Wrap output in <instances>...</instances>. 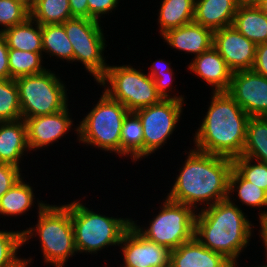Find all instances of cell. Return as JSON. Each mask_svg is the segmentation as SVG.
I'll return each instance as SVG.
<instances>
[{
	"instance_id": "obj_2",
	"label": "cell",
	"mask_w": 267,
	"mask_h": 267,
	"mask_svg": "<svg viewBox=\"0 0 267 267\" xmlns=\"http://www.w3.org/2000/svg\"><path fill=\"white\" fill-rule=\"evenodd\" d=\"M210 93L207 111L192 133L193 148L230 159L239 157L245 145L249 115L228 92Z\"/></svg>"
},
{
	"instance_id": "obj_35",
	"label": "cell",
	"mask_w": 267,
	"mask_h": 267,
	"mask_svg": "<svg viewBox=\"0 0 267 267\" xmlns=\"http://www.w3.org/2000/svg\"><path fill=\"white\" fill-rule=\"evenodd\" d=\"M174 71H168V74L164 75H149L155 83L156 91L158 95L164 100H176V101H184L186 102L185 95L180 94V92L176 91L177 85L174 84L176 73ZM177 92V93H174ZM173 93V94H172Z\"/></svg>"
},
{
	"instance_id": "obj_37",
	"label": "cell",
	"mask_w": 267,
	"mask_h": 267,
	"mask_svg": "<svg viewBox=\"0 0 267 267\" xmlns=\"http://www.w3.org/2000/svg\"><path fill=\"white\" fill-rule=\"evenodd\" d=\"M23 170L9 163H0V198L23 177Z\"/></svg>"
},
{
	"instance_id": "obj_44",
	"label": "cell",
	"mask_w": 267,
	"mask_h": 267,
	"mask_svg": "<svg viewBox=\"0 0 267 267\" xmlns=\"http://www.w3.org/2000/svg\"><path fill=\"white\" fill-rule=\"evenodd\" d=\"M261 0H237L239 5L257 6Z\"/></svg>"
},
{
	"instance_id": "obj_9",
	"label": "cell",
	"mask_w": 267,
	"mask_h": 267,
	"mask_svg": "<svg viewBox=\"0 0 267 267\" xmlns=\"http://www.w3.org/2000/svg\"><path fill=\"white\" fill-rule=\"evenodd\" d=\"M51 69L15 79L22 119L60 112L72 102L66 81Z\"/></svg>"
},
{
	"instance_id": "obj_4",
	"label": "cell",
	"mask_w": 267,
	"mask_h": 267,
	"mask_svg": "<svg viewBox=\"0 0 267 267\" xmlns=\"http://www.w3.org/2000/svg\"><path fill=\"white\" fill-rule=\"evenodd\" d=\"M36 213V224L22 229L23 247L29 245L32 239H39L38 246L44 260L42 263L53 267H66L65 264L78 255L71 222V202L56 205L48 202Z\"/></svg>"
},
{
	"instance_id": "obj_7",
	"label": "cell",
	"mask_w": 267,
	"mask_h": 267,
	"mask_svg": "<svg viewBox=\"0 0 267 267\" xmlns=\"http://www.w3.org/2000/svg\"><path fill=\"white\" fill-rule=\"evenodd\" d=\"M158 213L140 225L141 222L131 218V225L145 238L165 246L170 250L178 248L191 240L195 234V218L197 211L188 205L177 203L164 197ZM140 223V224H139ZM149 223V224H148Z\"/></svg>"
},
{
	"instance_id": "obj_19",
	"label": "cell",
	"mask_w": 267,
	"mask_h": 267,
	"mask_svg": "<svg viewBox=\"0 0 267 267\" xmlns=\"http://www.w3.org/2000/svg\"><path fill=\"white\" fill-rule=\"evenodd\" d=\"M31 182L29 184L24 175L0 198V217L5 219L6 217L20 218L28 215L27 212L30 210L33 211L32 208L37 207L36 210L40 211L48 204L46 200L36 198V193H34L36 190H34L35 187L31 186L33 185Z\"/></svg>"
},
{
	"instance_id": "obj_22",
	"label": "cell",
	"mask_w": 267,
	"mask_h": 267,
	"mask_svg": "<svg viewBox=\"0 0 267 267\" xmlns=\"http://www.w3.org/2000/svg\"><path fill=\"white\" fill-rule=\"evenodd\" d=\"M227 198L232 203H237L236 205L241 209L243 205L249 207V209L250 207L251 209H258V220L267 215V192L252 182L245 180L234 168L229 177Z\"/></svg>"
},
{
	"instance_id": "obj_30",
	"label": "cell",
	"mask_w": 267,
	"mask_h": 267,
	"mask_svg": "<svg viewBox=\"0 0 267 267\" xmlns=\"http://www.w3.org/2000/svg\"><path fill=\"white\" fill-rule=\"evenodd\" d=\"M40 53L21 51L13 48L8 49L9 73L11 79L23 76L35 75L45 72L48 68Z\"/></svg>"
},
{
	"instance_id": "obj_6",
	"label": "cell",
	"mask_w": 267,
	"mask_h": 267,
	"mask_svg": "<svg viewBox=\"0 0 267 267\" xmlns=\"http://www.w3.org/2000/svg\"><path fill=\"white\" fill-rule=\"evenodd\" d=\"M97 103L78 124V136L75 142L79 146L92 147L112 153L120 158V138L124 117L129 110L120 102L111 99L103 90Z\"/></svg>"
},
{
	"instance_id": "obj_23",
	"label": "cell",
	"mask_w": 267,
	"mask_h": 267,
	"mask_svg": "<svg viewBox=\"0 0 267 267\" xmlns=\"http://www.w3.org/2000/svg\"><path fill=\"white\" fill-rule=\"evenodd\" d=\"M159 4L156 19L159 36L194 19L195 0H160Z\"/></svg>"
},
{
	"instance_id": "obj_8",
	"label": "cell",
	"mask_w": 267,
	"mask_h": 267,
	"mask_svg": "<svg viewBox=\"0 0 267 267\" xmlns=\"http://www.w3.org/2000/svg\"><path fill=\"white\" fill-rule=\"evenodd\" d=\"M131 64L108 65L106 73L96 82L98 88L129 111L159 103L154 80L140 68Z\"/></svg>"
},
{
	"instance_id": "obj_43",
	"label": "cell",
	"mask_w": 267,
	"mask_h": 267,
	"mask_svg": "<svg viewBox=\"0 0 267 267\" xmlns=\"http://www.w3.org/2000/svg\"><path fill=\"white\" fill-rule=\"evenodd\" d=\"M18 3H20L25 9H27L29 12L35 7L37 0H14Z\"/></svg>"
},
{
	"instance_id": "obj_33",
	"label": "cell",
	"mask_w": 267,
	"mask_h": 267,
	"mask_svg": "<svg viewBox=\"0 0 267 267\" xmlns=\"http://www.w3.org/2000/svg\"><path fill=\"white\" fill-rule=\"evenodd\" d=\"M233 168L247 181L267 192V164L246 156L232 159Z\"/></svg>"
},
{
	"instance_id": "obj_10",
	"label": "cell",
	"mask_w": 267,
	"mask_h": 267,
	"mask_svg": "<svg viewBox=\"0 0 267 267\" xmlns=\"http://www.w3.org/2000/svg\"><path fill=\"white\" fill-rule=\"evenodd\" d=\"M63 25L73 47L74 65L80 63L82 69L97 82L106 73L109 65L104 55L108 46L105 26L93 19L76 17L68 19Z\"/></svg>"
},
{
	"instance_id": "obj_38",
	"label": "cell",
	"mask_w": 267,
	"mask_h": 267,
	"mask_svg": "<svg viewBox=\"0 0 267 267\" xmlns=\"http://www.w3.org/2000/svg\"><path fill=\"white\" fill-rule=\"evenodd\" d=\"M252 70L267 77V42L256 45L255 62Z\"/></svg>"
},
{
	"instance_id": "obj_40",
	"label": "cell",
	"mask_w": 267,
	"mask_h": 267,
	"mask_svg": "<svg viewBox=\"0 0 267 267\" xmlns=\"http://www.w3.org/2000/svg\"><path fill=\"white\" fill-rule=\"evenodd\" d=\"M169 61V62H168ZM165 60V59H156L153 61L152 65H150L147 69L148 75H164L168 74V71H175L173 67L171 66L170 60Z\"/></svg>"
},
{
	"instance_id": "obj_5",
	"label": "cell",
	"mask_w": 267,
	"mask_h": 267,
	"mask_svg": "<svg viewBox=\"0 0 267 267\" xmlns=\"http://www.w3.org/2000/svg\"><path fill=\"white\" fill-rule=\"evenodd\" d=\"M82 199L71 200V222L78 254L98 255L100 251L120 245L123 234L131 225V215L126 218L107 216L108 213L88 208Z\"/></svg>"
},
{
	"instance_id": "obj_47",
	"label": "cell",
	"mask_w": 267,
	"mask_h": 267,
	"mask_svg": "<svg viewBox=\"0 0 267 267\" xmlns=\"http://www.w3.org/2000/svg\"><path fill=\"white\" fill-rule=\"evenodd\" d=\"M266 257L265 259V261H263V263L262 264H259V265H257V266H254V267H267V254H265V255H263V257ZM266 263V264H265ZM252 267V266H251Z\"/></svg>"
},
{
	"instance_id": "obj_21",
	"label": "cell",
	"mask_w": 267,
	"mask_h": 267,
	"mask_svg": "<svg viewBox=\"0 0 267 267\" xmlns=\"http://www.w3.org/2000/svg\"><path fill=\"white\" fill-rule=\"evenodd\" d=\"M238 6L237 0H195L193 21L212 31L228 27Z\"/></svg>"
},
{
	"instance_id": "obj_1",
	"label": "cell",
	"mask_w": 267,
	"mask_h": 267,
	"mask_svg": "<svg viewBox=\"0 0 267 267\" xmlns=\"http://www.w3.org/2000/svg\"><path fill=\"white\" fill-rule=\"evenodd\" d=\"M187 149L183 151L184 162L178 164V175L175 174L169 193L164 192V196L171 201L191 206L196 211L227 199L229 177L233 169L232 159L194 148Z\"/></svg>"
},
{
	"instance_id": "obj_11",
	"label": "cell",
	"mask_w": 267,
	"mask_h": 267,
	"mask_svg": "<svg viewBox=\"0 0 267 267\" xmlns=\"http://www.w3.org/2000/svg\"><path fill=\"white\" fill-rule=\"evenodd\" d=\"M185 104L187 102L162 99L157 104L135 111L143 126L144 160L156 155L155 152L161 150L176 134L174 132L179 128L181 117L185 115Z\"/></svg>"
},
{
	"instance_id": "obj_12",
	"label": "cell",
	"mask_w": 267,
	"mask_h": 267,
	"mask_svg": "<svg viewBox=\"0 0 267 267\" xmlns=\"http://www.w3.org/2000/svg\"><path fill=\"white\" fill-rule=\"evenodd\" d=\"M70 107L69 104L60 112L24 119L31 154H36L38 150H47L49 146L59 143V140H64L66 134L69 135L72 131L78 136V123L75 126Z\"/></svg>"
},
{
	"instance_id": "obj_16",
	"label": "cell",
	"mask_w": 267,
	"mask_h": 267,
	"mask_svg": "<svg viewBox=\"0 0 267 267\" xmlns=\"http://www.w3.org/2000/svg\"><path fill=\"white\" fill-rule=\"evenodd\" d=\"M188 72L203 80L210 87L211 92H227L229 90L233 71L225 60L212 46L201 55L195 56L186 66Z\"/></svg>"
},
{
	"instance_id": "obj_46",
	"label": "cell",
	"mask_w": 267,
	"mask_h": 267,
	"mask_svg": "<svg viewBox=\"0 0 267 267\" xmlns=\"http://www.w3.org/2000/svg\"><path fill=\"white\" fill-rule=\"evenodd\" d=\"M240 262L228 261L223 267H241Z\"/></svg>"
},
{
	"instance_id": "obj_17",
	"label": "cell",
	"mask_w": 267,
	"mask_h": 267,
	"mask_svg": "<svg viewBox=\"0 0 267 267\" xmlns=\"http://www.w3.org/2000/svg\"><path fill=\"white\" fill-rule=\"evenodd\" d=\"M169 48L193 57L201 55L213 46V31L192 21L168 30L161 37Z\"/></svg>"
},
{
	"instance_id": "obj_34",
	"label": "cell",
	"mask_w": 267,
	"mask_h": 267,
	"mask_svg": "<svg viewBox=\"0 0 267 267\" xmlns=\"http://www.w3.org/2000/svg\"><path fill=\"white\" fill-rule=\"evenodd\" d=\"M30 17V12L14 0H0V33Z\"/></svg>"
},
{
	"instance_id": "obj_28",
	"label": "cell",
	"mask_w": 267,
	"mask_h": 267,
	"mask_svg": "<svg viewBox=\"0 0 267 267\" xmlns=\"http://www.w3.org/2000/svg\"><path fill=\"white\" fill-rule=\"evenodd\" d=\"M241 156L267 164V117L249 116Z\"/></svg>"
},
{
	"instance_id": "obj_20",
	"label": "cell",
	"mask_w": 267,
	"mask_h": 267,
	"mask_svg": "<svg viewBox=\"0 0 267 267\" xmlns=\"http://www.w3.org/2000/svg\"><path fill=\"white\" fill-rule=\"evenodd\" d=\"M228 261L222 254L202 245L195 236L170 254L174 267H223Z\"/></svg>"
},
{
	"instance_id": "obj_48",
	"label": "cell",
	"mask_w": 267,
	"mask_h": 267,
	"mask_svg": "<svg viewBox=\"0 0 267 267\" xmlns=\"http://www.w3.org/2000/svg\"><path fill=\"white\" fill-rule=\"evenodd\" d=\"M164 267H174V266L171 263H169L168 265H166Z\"/></svg>"
},
{
	"instance_id": "obj_42",
	"label": "cell",
	"mask_w": 267,
	"mask_h": 267,
	"mask_svg": "<svg viewBox=\"0 0 267 267\" xmlns=\"http://www.w3.org/2000/svg\"><path fill=\"white\" fill-rule=\"evenodd\" d=\"M259 222V229L258 230V237L260 238L259 241L262 242V246L265 248L264 253L267 254V215H265L260 220H257Z\"/></svg>"
},
{
	"instance_id": "obj_24",
	"label": "cell",
	"mask_w": 267,
	"mask_h": 267,
	"mask_svg": "<svg viewBox=\"0 0 267 267\" xmlns=\"http://www.w3.org/2000/svg\"><path fill=\"white\" fill-rule=\"evenodd\" d=\"M232 25L256 45L267 42V16L257 6L239 5Z\"/></svg>"
},
{
	"instance_id": "obj_39",
	"label": "cell",
	"mask_w": 267,
	"mask_h": 267,
	"mask_svg": "<svg viewBox=\"0 0 267 267\" xmlns=\"http://www.w3.org/2000/svg\"><path fill=\"white\" fill-rule=\"evenodd\" d=\"M8 49L5 38L0 33V78L2 79H10Z\"/></svg>"
},
{
	"instance_id": "obj_45",
	"label": "cell",
	"mask_w": 267,
	"mask_h": 267,
	"mask_svg": "<svg viewBox=\"0 0 267 267\" xmlns=\"http://www.w3.org/2000/svg\"><path fill=\"white\" fill-rule=\"evenodd\" d=\"M257 7L267 16V0H261Z\"/></svg>"
},
{
	"instance_id": "obj_32",
	"label": "cell",
	"mask_w": 267,
	"mask_h": 267,
	"mask_svg": "<svg viewBox=\"0 0 267 267\" xmlns=\"http://www.w3.org/2000/svg\"><path fill=\"white\" fill-rule=\"evenodd\" d=\"M22 119L18 87L14 79L0 78V122Z\"/></svg>"
},
{
	"instance_id": "obj_18",
	"label": "cell",
	"mask_w": 267,
	"mask_h": 267,
	"mask_svg": "<svg viewBox=\"0 0 267 267\" xmlns=\"http://www.w3.org/2000/svg\"><path fill=\"white\" fill-rule=\"evenodd\" d=\"M30 153L24 119L0 122V163H9L23 170L24 157H29Z\"/></svg>"
},
{
	"instance_id": "obj_31",
	"label": "cell",
	"mask_w": 267,
	"mask_h": 267,
	"mask_svg": "<svg viewBox=\"0 0 267 267\" xmlns=\"http://www.w3.org/2000/svg\"><path fill=\"white\" fill-rule=\"evenodd\" d=\"M30 17L40 25L63 24L72 18L69 0H37Z\"/></svg>"
},
{
	"instance_id": "obj_3",
	"label": "cell",
	"mask_w": 267,
	"mask_h": 267,
	"mask_svg": "<svg viewBox=\"0 0 267 267\" xmlns=\"http://www.w3.org/2000/svg\"><path fill=\"white\" fill-rule=\"evenodd\" d=\"M250 220L227 198L197 211L194 236L208 249L238 262L255 236L256 223Z\"/></svg>"
},
{
	"instance_id": "obj_29",
	"label": "cell",
	"mask_w": 267,
	"mask_h": 267,
	"mask_svg": "<svg viewBox=\"0 0 267 267\" xmlns=\"http://www.w3.org/2000/svg\"><path fill=\"white\" fill-rule=\"evenodd\" d=\"M22 247V230L0 229V267H30L34 264L32 256L21 257Z\"/></svg>"
},
{
	"instance_id": "obj_14",
	"label": "cell",
	"mask_w": 267,
	"mask_h": 267,
	"mask_svg": "<svg viewBox=\"0 0 267 267\" xmlns=\"http://www.w3.org/2000/svg\"><path fill=\"white\" fill-rule=\"evenodd\" d=\"M227 92L249 116L267 117V77L253 70L235 71Z\"/></svg>"
},
{
	"instance_id": "obj_26",
	"label": "cell",
	"mask_w": 267,
	"mask_h": 267,
	"mask_svg": "<svg viewBox=\"0 0 267 267\" xmlns=\"http://www.w3.org/2000/svg\"><path fill=\"white\" fill-rule=\"evenodd\" d=\"M131 159L134 164L144 158L143 126L139 116L129 111L124 117L120 138V158Z\"/></svg>"
},
{
	"instance_id": "obj_13",
	"label": "cell",
	"mask_w": 267,
	"mask_h": 267,
	"mask_svg": "<svg viewBox=\"0 0 267 267\" xmlns=\"http://www.w3.org/2000/svg\"><path fill=\"white\" fill-rule=\"evenodd\" d=\"M118 248L123 257L119 267H164L170 263L171 250L145 238L132 225Z\"/></svg>"
},
{
	"instance_id": "obj_41",
	"label": "cell",
	"mask_w": 267,
	"mask_h": 267,
	"mask_svg": "<svg viewBox=\"0 0 267 267\" xmlns=\"http://www.w3.org/2000/svg\"><path fill=\"white\" fill-rule=\"evenodd\" d=\"M69 6L72 13V18H87L88 19V2L87 0H69Z\"/></svg>"
},
{
	"instance_id": "obj_36",
	"label": "cell",
	"mask_w": 267,
	"mask_h": 267,
	"mask_svg": "<svg viewBox=\"0 0 267 267\" xmlns=\"http://www.w3.org/2000/svg\"><path fill=\"white\" fill-rule=\"evenodd\" d=\"M122 0H87L88 2V19L102 22L106 15L115 13L119 9L118 6ZM114 11V12H112ZM102 18V19H101Z\"/></svg>"
},
{
	"instance_id": "obj_15",
	"label": "cell",
	"mask_w": 267,
	"mask_h": 267,
	"mask_svg": "<svg viewBox=\"0 0 267 267\" xmlns=\"http://www.w3.org/2000/svg\"><path fill=\"white\" fill-rule=\"evenodd\" d=\"M213 47L233 71L252 70L256 44L233 25L213 31Z\"/></svg>"
},
{
	"instance_id": "obj_27",
	"label": "cell",
	"mask_w": 267,
	"mask_h": 267,
	"mask_svg": "<svg viewBox=\"0 0 267 267\" xmlns=\"http://www.w3.org/2000/svg\"><path fill=\"white\" fill-rule=\"evenodd\" d=\"M41 35L44 59L55 57L58 62L73 64V47L63 24L41 25Z\"/></svg>"
},
{
	"instance_id": "obj_25",
	"label": "cell",
	"mask_w": 267,
	"mask_h": 267,
	"mask_svg": "<svg viewBox=\"0 0 267 267\" xmlns=\"http://www.w3.org/2000/svg\"><path fill=\"white\" fill-rule=\"evenodd\" d=\"M8 48L43 54L41 25L31 17L2 32Z\"/></svg>"
}]
</instances>
